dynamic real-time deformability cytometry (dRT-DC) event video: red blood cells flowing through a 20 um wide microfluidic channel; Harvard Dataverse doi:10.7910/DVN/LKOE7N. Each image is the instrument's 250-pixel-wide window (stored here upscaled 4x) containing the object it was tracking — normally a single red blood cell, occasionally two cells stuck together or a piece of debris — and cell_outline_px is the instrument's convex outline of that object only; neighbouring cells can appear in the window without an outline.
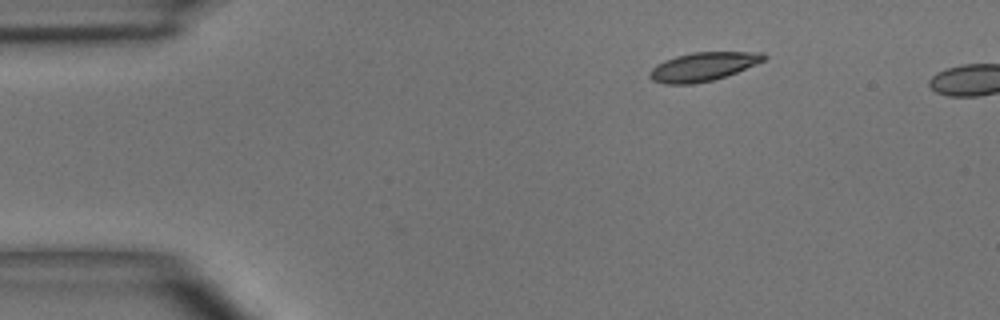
{"species": "common noctule bat (a hibernating species)", "species_latin": "Nyctalus noctula", "temperature_condition": "room temperature", "stored_images_in_passage": 5, "camera_frame_rate_fps": 3000, "um_per_image_px": 0.085, "animal": {"sex": "male", "body_mass_g": 15.6}, "frame": {"image": 1, "passage_image": 5, "time_ms": 5.667, "image_size_px": [1000, 320], "cell_outline_px": [[768, 56], [764, 60], [756, 64], [736, 72], [712, 80], [692, 84], [664, 84], [652, 80], [648, 76], [648, 72], [656, 64], [664, 60], [676, 56], [692, 52], [764, 52]], "centroid_in_image_um": [59.73, 5.66], "position_along_channel_um": 25.3, "area_um2": 19.07}}